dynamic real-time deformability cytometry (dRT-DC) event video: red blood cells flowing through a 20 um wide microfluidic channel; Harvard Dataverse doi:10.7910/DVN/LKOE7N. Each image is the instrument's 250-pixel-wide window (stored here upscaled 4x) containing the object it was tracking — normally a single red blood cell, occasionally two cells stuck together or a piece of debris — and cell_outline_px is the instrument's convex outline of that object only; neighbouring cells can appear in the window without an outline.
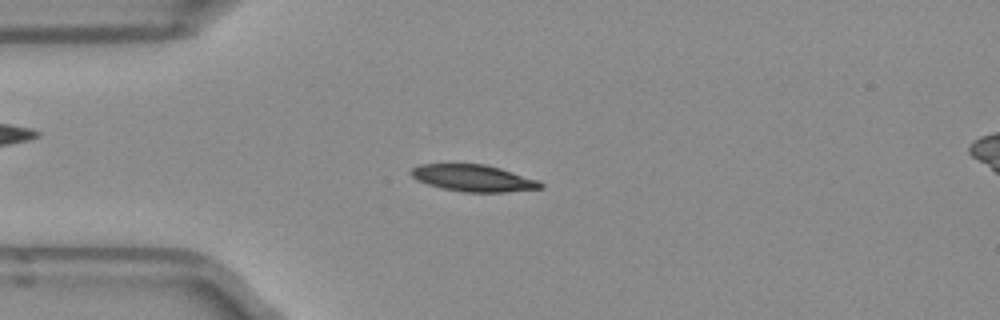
{"species": "Egyptian fruit bat (a non-hibernating species)", "species_latin": "Rousettus aegyptiacus", "temperature_condition": "room temperature", "stored_images_in_passage": 50, "camera_frame_rate_fps": 3000, "um_per_image_px": 0.085, "frame": {"image": 1, "passage_image": 12, "time_ms": 3.667, "image_size_px": [1000, 320], "cell_outline_px": [[544, 188], [504, 192], [464, 192], [444, 188], [428, 184], [416, 180], [408, 172], [412, 168], [420, 164], [484, 164], [500, 168], [536, 180], [544, 184]], "centroid_in_image_um": [40.2, 15.14], "position_along_channel_um": 44.8, "area_um2": 20.0}}
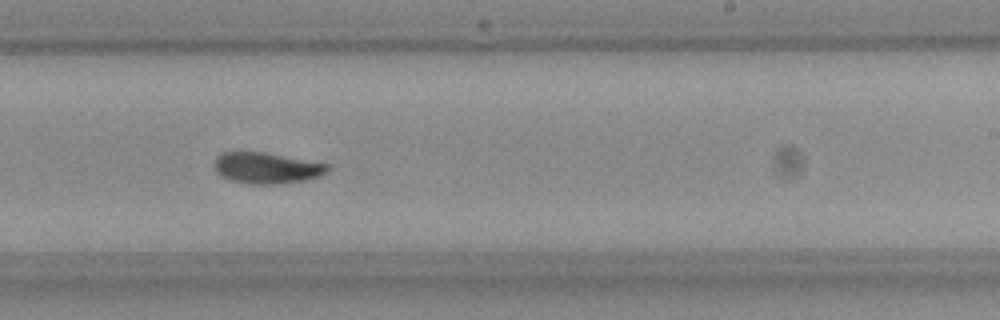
{"frame": {"image": 2, "passage_image": 30, "time_ms": 9.667, "image_size_px": [1000, 320], "cell_outline_px": [[328, 168], [320, 176], [304, 180], [280, 184], [248, 184], [228, 180], [220, 176], [216, 172], [216, 156], [224, 152], [264, 152], [328, 164]], "centroid_in_image_um": [22.62, 14.29], "position_along_channel_um": 266.4, "area_um2": 20.35}}
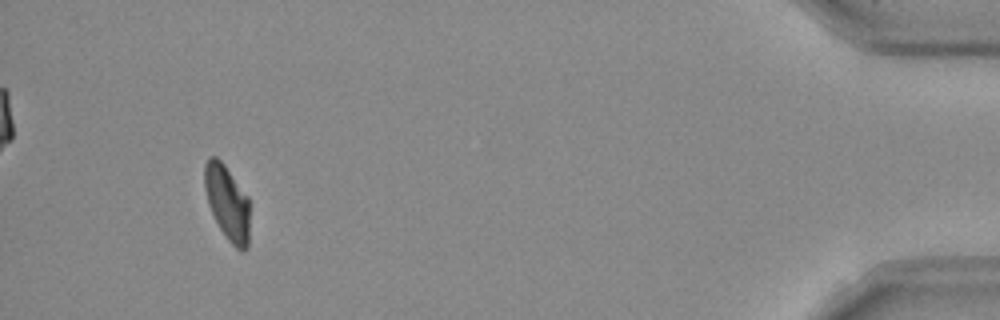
{"frame": {"image": 3, "passage_image": 47, "time_ms": 15.333, "image_size_px": [1000, 320], "cell_outline_px": [[248, 248], [244, 252], [236, 248], [228, 240], [220, 228], [212, 212], [204, 188], [204, 164], [208, 156], [216, 156], [224, 164], [248, 196]], "centroid_in_image_um": [19.31, 17.19], "position_along_channel_um": 415.9, "area_um2": 19.48}, "authors_computed_cell_mechanics": {"area_um2": 20.2589, "velocity_mm_per_s": 3.951, "shape_relaxation_time_tau1_ms": 2.8432, "shape_relaxation_time_tau2_ms": 2.2681, "deformation_change_tau1": 0.1372, "deformation_change_tau2": 0.0631}}